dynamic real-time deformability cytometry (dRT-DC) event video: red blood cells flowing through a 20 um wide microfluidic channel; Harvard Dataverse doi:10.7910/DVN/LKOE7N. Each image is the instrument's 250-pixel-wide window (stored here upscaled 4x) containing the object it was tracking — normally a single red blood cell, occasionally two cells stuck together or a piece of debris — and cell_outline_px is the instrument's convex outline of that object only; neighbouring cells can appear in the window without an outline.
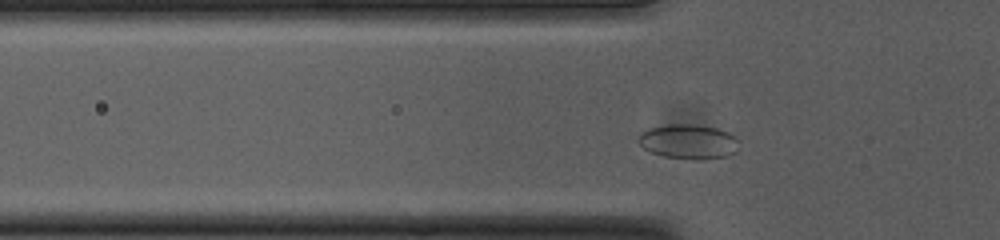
{"species": "common noctule bat (a hibernating species)", "species_latin": "Nyctalus noctula", "temperature_condition": "cold", "stored_images_in_passage": 36, "camera_frame_rate_fps": 3000, "um_per_image_px": 0.085, "animal": {"sex": "female", "body_mass_g": 23.0, "forearm_length_mm": 53.4}, "frame": {"image": 1, "passage_image": 7, "time_ms": 2.0, "image_size_px": [1000, 240], "cell_outline_px": [[736, 152], [728, 156], [664, 156], [652, 152], [644, 148], [636, 140], [636, 136], [640, 132], [648, 128], [668, 124], [692, 124], [716, 128], [728, 132], [736, 140]], "centroid_in_image_um": [58.42, 11.97], "position_along_channel_um": 67.4, "area_um2": 19.31}}
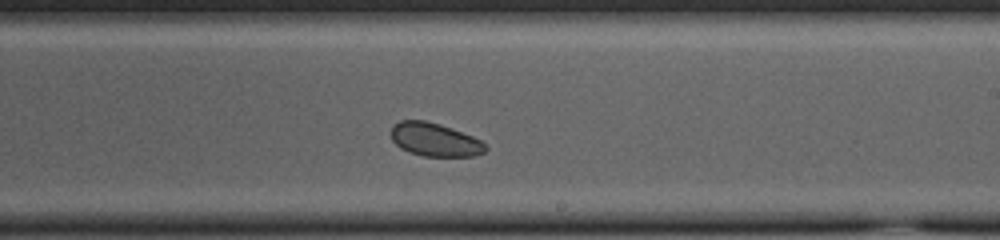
{"frame": {"image": 2, "passage_image": 22, "time_ms": 7.0, "image_size_px": [1000, 240], "cell_outline_px": [[488, 148], [484, 152], [476, 156], [420, 156], [408, 152], [400, 148], [392, 140], [392, 124], [400, 120], [424, 120], [440, 124], [472, 136], [480, 140]], "centroid_in_image_um": [36.93, 11.87], "position_along_channel_um": 252.1, "area_um2": 18.38}}
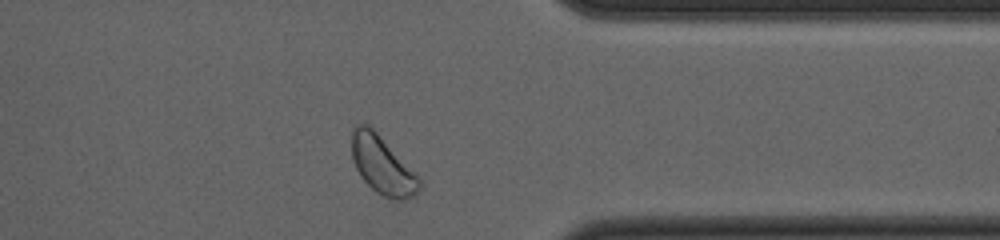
{"frame": {"image": 3, "passage_image": 33, "time_ms": 10.667, "image_size_px": [1000, 240], "cell_outline_px": [[424, 184], [416, 196], [404, 200], [396, 200], [384, 196], [376, 192], [360, 176], [356, 168], [352, 156], [352, 132], [356, 124], [368, 124], [376, 132]], "centroid_in_image_um": [32.5, 14.09], "position_along_channel_um": 378.9, "area_um2": 22.37}, "authors_computed_cell_mechanics": {"area_um2": 19.1029, "velocity_mm_per_s": 3.7025, "shape_relaxation_time_tau1_ms": null, "shape_relaxation_time_tau2_ms": 7.9436, "deformation_change_tau1": null, "deformation_change_tau2": 0.0803}}